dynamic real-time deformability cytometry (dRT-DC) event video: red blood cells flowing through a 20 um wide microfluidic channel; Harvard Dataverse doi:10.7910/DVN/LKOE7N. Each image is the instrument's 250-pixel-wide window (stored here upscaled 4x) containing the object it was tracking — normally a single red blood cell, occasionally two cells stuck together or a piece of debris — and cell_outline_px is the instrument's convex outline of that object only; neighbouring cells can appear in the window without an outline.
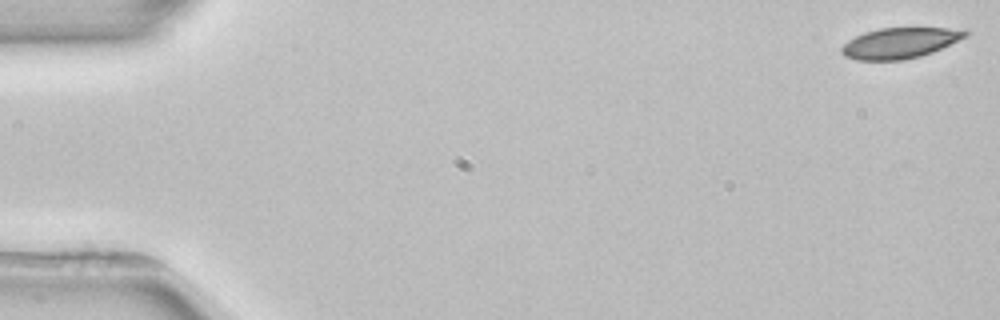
{"species": "common noctule bat (a hibernating species)", "species_latin": "Nyctalus noctula", "temperature_condition": "room temperature", "stored_images_in_passage": 6, "camera_frame_rate_fps": 3000, "um_per_image_px": 0.085, "animal": {"sex": "female", "body_mass_g": 22.7, "forearm_length_mm": 54.2}, "frame": {"image": 1, "passage_image": 1, "time_ms": 0.0, "image_size_px": [1000, 320], "cell_outline_px": [[968, 36], [932, 52], [920, 56], [904, 60], [856, 60], [844, 56], [840, 52], [840, 48], [848, 40], [864, 32], [880, 28], [948, 28], [968, 32]], "centroid_in_image_um": [76.43, 3.66], "position_along_channel_um": 8.6, "area_um2": 21.96}}
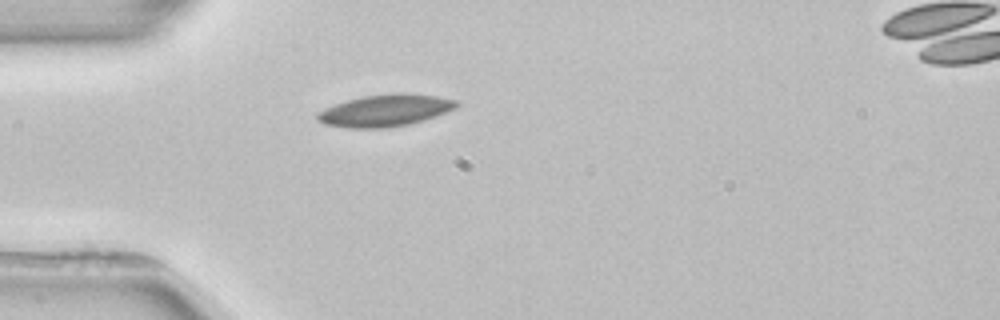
{"frame": {"image": 2, "passage_image": 5, "time_ms": 4.667, "image_size_px": [1000, 320], "cell_outline_px": [[460, 104], [456, 108], [436, 116], [424, 120], [408, 124], [384, 128], [348, 128], [324, 124], [316, 120], [316, 112], [324, 108], [360, 96], [392, 92], [404, 92], [436, 96], [456, 100]], "centroid_in_image_um": [32.72, 9.38], "position_along_channel_um": 52.3, "area_um2": 26.18}}